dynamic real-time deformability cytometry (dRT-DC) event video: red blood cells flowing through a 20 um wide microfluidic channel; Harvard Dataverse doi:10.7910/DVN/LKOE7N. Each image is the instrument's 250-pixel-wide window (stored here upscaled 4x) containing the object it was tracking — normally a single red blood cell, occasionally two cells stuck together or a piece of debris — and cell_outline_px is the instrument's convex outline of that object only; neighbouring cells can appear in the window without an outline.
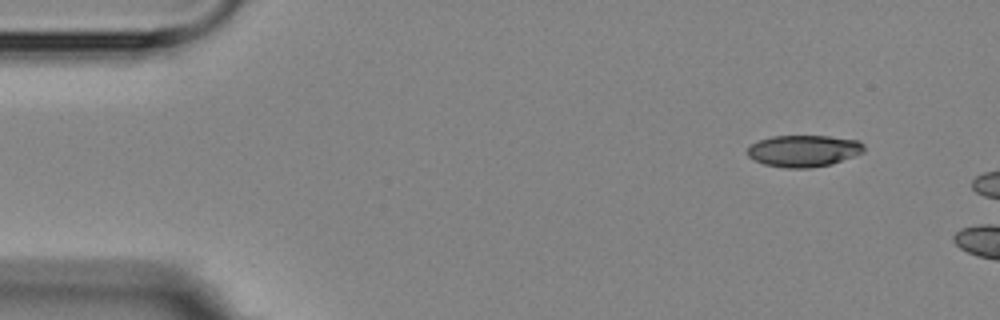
{"species": "Egyptian fruit bat (a non-hibernating species)", "species_latin": "Rousettus aegyptiacus", "temperature_condition": "room temperature", "stored_images_in_passage": 3, "camera_frame_rate_fps": 3000, "um_per_image_px": 0.085, "animal": {"sex": "female"}, "frame": {"image": 1, "passage_image": 1, "time_ms": 0.0, "image_size_px": [1000, 320], "cell_outline_px": [[864, 152], [832, 164], [812, 168], [788, 168], [764, 164], [748, 156], [748, 148], [752, 144], [760, 140], [772, 136], [828, 136], [860, 140], [864, 144]], "centroid_in_image_um": [68.35, 12.82], "position_along_channel_um": 16.6, "area_um2": 21.5}}